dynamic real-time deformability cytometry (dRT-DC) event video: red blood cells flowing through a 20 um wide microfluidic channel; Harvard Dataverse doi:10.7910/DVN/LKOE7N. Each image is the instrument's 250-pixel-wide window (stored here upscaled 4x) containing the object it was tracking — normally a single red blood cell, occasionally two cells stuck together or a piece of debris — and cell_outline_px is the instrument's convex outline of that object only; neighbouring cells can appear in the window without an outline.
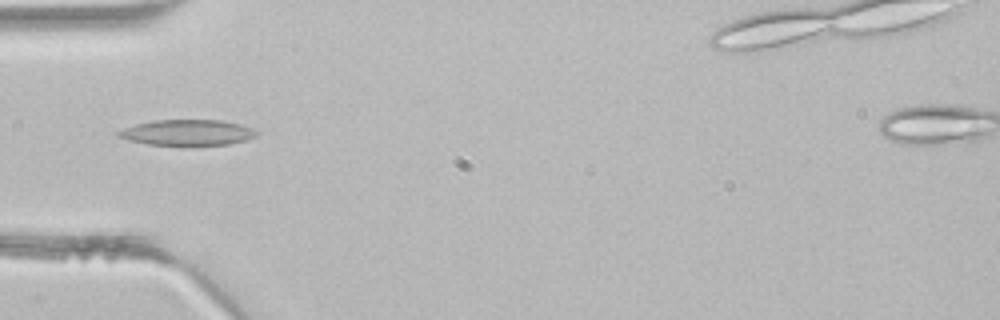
{"species": "common noctule bat (a hibernating species)", "species_latin": "Nyctalus noctula", "temperature_condition": "room temperature", "stored_images_in_passage": 2, "camera_frame_rate_fps": 3000, "um_per_image_px": 0.085, "animal": {"sex": "male", "body_mass_g": 21.5, "forearm_length_mm": 52.0}, "frame": {"image": 1, "passage_image": 2, "time_ms": 0.333, "image_size_px": [1000, 320], "cell_outline_px": [[260, 136], [228, 144], [188, 148], [180, 148], [148, 144], [128, 140], [116, 136], [116, 132], [124, 128], [136, 124], [152, 120], [224, 120], [240, 124], [252, 128], [260, 132]], "centroid_in_image_um": [15.95, 11.31], "position_along_channel_um": 69.1, "area_um2": 21.85}}